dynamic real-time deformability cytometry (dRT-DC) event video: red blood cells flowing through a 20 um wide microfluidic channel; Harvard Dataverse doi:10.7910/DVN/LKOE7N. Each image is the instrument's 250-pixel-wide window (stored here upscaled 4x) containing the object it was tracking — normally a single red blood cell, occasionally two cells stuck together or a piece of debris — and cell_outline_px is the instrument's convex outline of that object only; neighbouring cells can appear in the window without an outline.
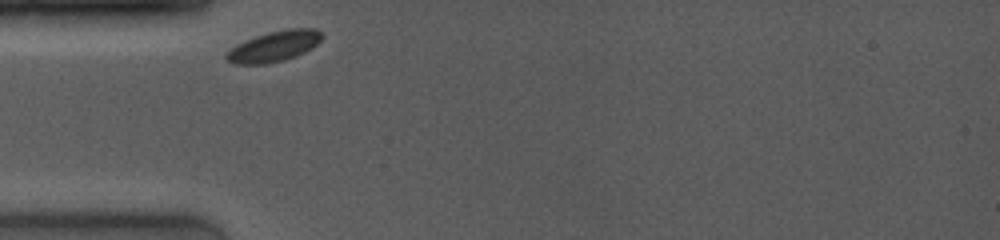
{"species": "common noctule bat (a hibernating species)", "species_latin": "Nyctalus noctula", "temperature_condition": "room temperature", "stored_images_in_passage": 34, "camera_frame_rate_fps": 4000, "um_per_image_px": 0.085, "animal": {"sex": "female", "body_mass_g": 19.0, "forearm_length_mm": 53.3}, "frame": {"image": 1, "passage_image": 1, "time_ms": 0.0, "image_size_px": [1000, 240], "cell_outline_px": [[324, 36], [312, 48], [304, 52], [284, 60], [264, 64], [236, 64], [228, 60], [224, 56], [232, 48], [256, 36], [268, 32], [288, 28], [316, 28]], "centroid_in_image_um": [23.35, 3.93], "position_along_channel_um": 61.7, "area_um2": 16.7}}
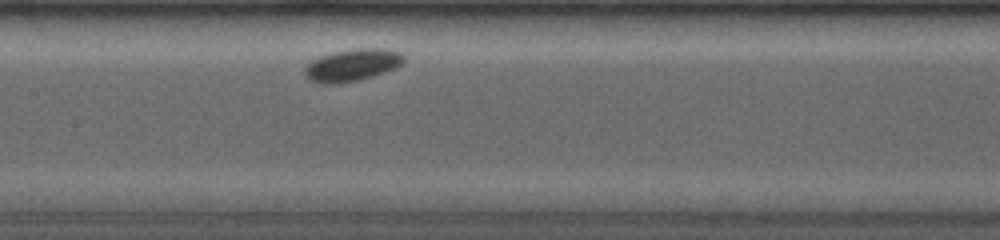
{"frame": {"image": 2, "passage_image": 12, "time_ms": 3.25, "image_size_px": [1000, 240], "cell_outline_px": [[404, 60], [396, 68], [372, 76], [340, 84], [320, 84], [308, 80], [304, 76], [304, 68], [312, 60], [320, 56], [332, 52], [352, 48], [384, 48], [400, 52], [404, 56]], "centroid_in_image_um": [29.89, 5.53], "position_along_channel_um": 177.5, "area_um2": 18.79}}
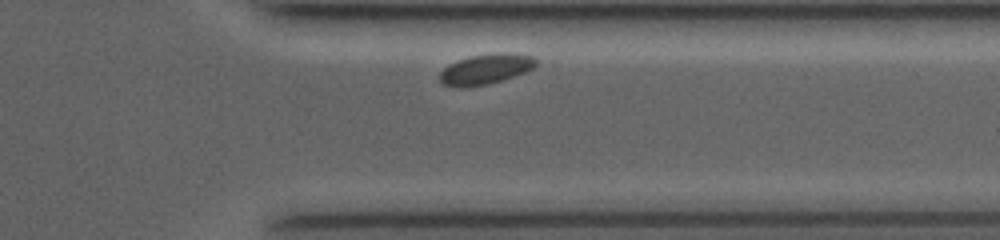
{"frame": {"image": 3, "passage_image": 30, "time_ms": 8.5, "image_size_px": [1000, 240], "cell_outline_px": [[540, 64], [524, 72], [488, 84], [460, 88], [444, 84], [440, 80], [440, 72], [448, 64], [456, 60], [472, 56], [500, 52], [512, 52], [532, 56], [540, 60]], "centroid_in_image_um": [41.32, 5.85], "position_along_channel_um": 370.1, "area_um2": 17.05}}